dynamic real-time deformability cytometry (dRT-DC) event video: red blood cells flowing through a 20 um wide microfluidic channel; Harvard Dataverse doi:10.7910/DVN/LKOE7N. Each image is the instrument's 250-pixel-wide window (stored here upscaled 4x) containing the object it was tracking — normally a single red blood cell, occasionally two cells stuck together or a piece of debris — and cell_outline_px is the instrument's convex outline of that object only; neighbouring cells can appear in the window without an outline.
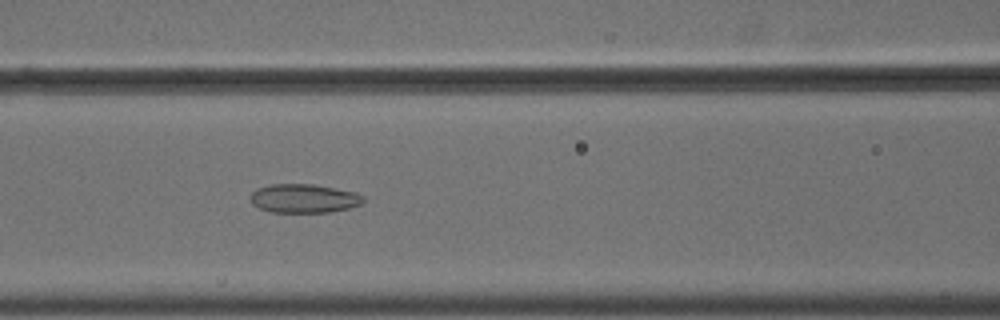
{"species": "common noctule bat (a hibernating species)", "species_latin": "Nyctalus noctula", "temperature_condition": "cold", "stored_images_in_passage": 51, "camera_frame_rate_fps": 3000, "um_per_image_px": 0.085, "animal": {"sex": "male", "body_mass_g": 18.8}, "frame": {"image": 1, "passage_image": 20, "time_ms": 6.333, "image_size_px": [1000, 320], "cell_outline_px": [[364, 200], [360, 204], [348, 208], [328, 212], [272, 212], [260, 208], [252, 204], [252, 192], [256, 188], [272, 184], [312, 184], [356, 192], [364, 196]], "centroid_in_image_um": [25.84, 16.86], "position_along_channel_um": 140.8, "area_um2": 18.79}}
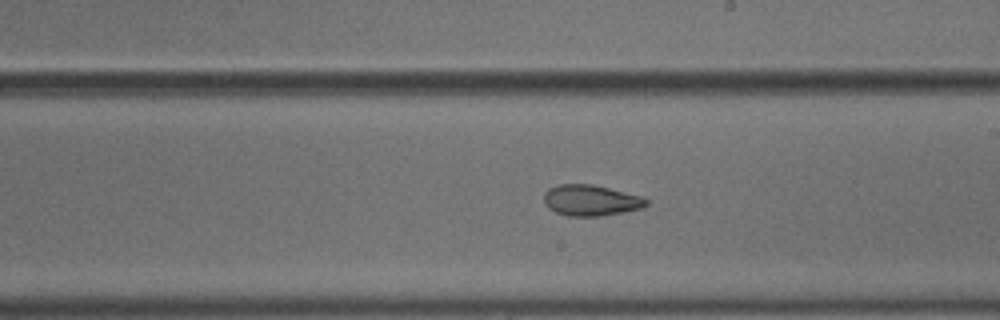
{"frame": {"image": 2, "passage_image": 28, "time_ms": 9.0, "image_size_px": [1000, 320], "cell_outline_px": [[648, 204], [644, 208], [624, 212], [600, 216], [568, 216], [556, 212], [548, 208], [544, 204], [544, 192], [548, 188], [560, 184], [592, 184], [640, 196], [648, 200]], "centroid_in_image_um": [50.2, 17.03], "position_along_channel_um": 238.8, "area_um2": 18.5}}
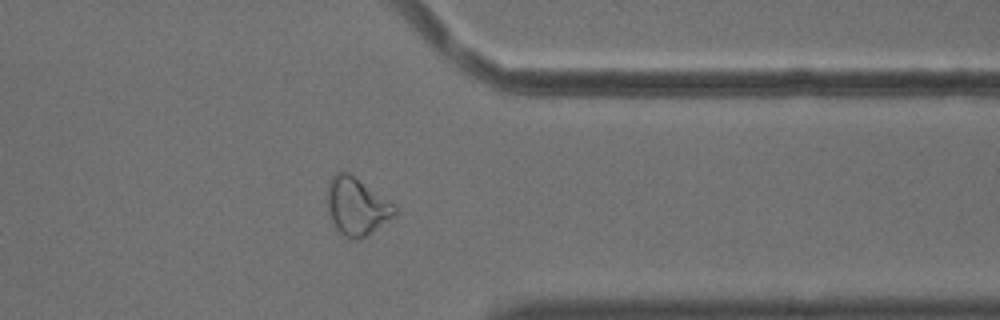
{"frame": {"image": 3, "passage_image": 40, "time_ms": 13.0, "image_size_px": [1000, 320], "cell_outline_px": [[396, 212], [392, 216], [368, 236], [356, 240], [348, 240], [336, 228], [328, 212], [328, 184], [332, 176], [340, 168], [348, 172], [396, 204]], "centroid_in_image_um": [30.31, 17.53], "position_along_channel_um": 381.1, "area_um2": 22.72}, "authors_computed_cell_mechanics": {"area_um2": 22.3108, "velocity_mm_per_s": 3.6805, "shape_relaxation_time_tau1_ms": null, "shape_relaxation_time_tau2_ms": 3.1228, "deformation_change_tau1": null, "deformation_change_tau2": 0.1057}}